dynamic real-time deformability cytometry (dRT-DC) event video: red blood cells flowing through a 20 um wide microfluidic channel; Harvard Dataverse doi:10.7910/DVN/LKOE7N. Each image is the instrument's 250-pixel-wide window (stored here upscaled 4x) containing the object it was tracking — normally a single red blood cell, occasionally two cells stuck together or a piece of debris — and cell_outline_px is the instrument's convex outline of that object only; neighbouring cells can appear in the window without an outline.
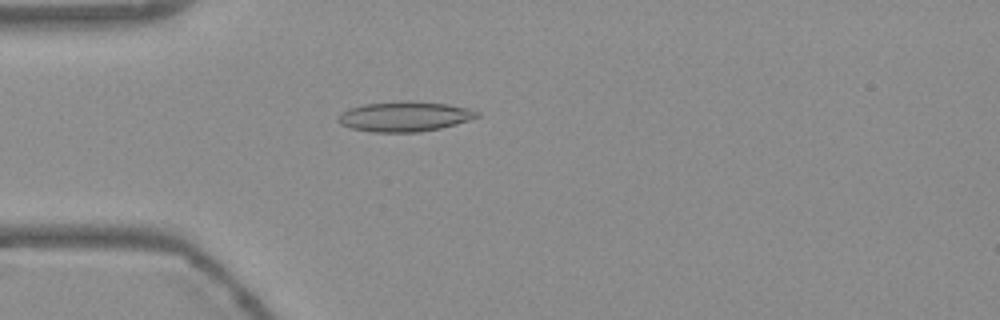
{"species": "Egyptian fruit bat (a non-hibernating species)", "species_latin": "Rousettus aegyptiacus", "temperature_condition": "warm", "stored_images_in_passage": 54, "camera_frame_rate_fps": 3000, "um_per_image_px": 0.085, "frame": {"image": 1, "passage_image": 15, "time_ms": 4.667, "image_size_px": [1000, 320], "cell_outline_px": [[480, 116], [468, 120], [440, 128], [420, 132], [372, 132], [352, 128], [340, 124], [336, 120], [336, 116], [340, 112], [348, 108], [364, 104], [404, 100], [412, 100], [448, 104], [468, 108], [480, 112]], "centroid_in_image_um": [34.35, 9.89], "position_along_channel_um": 50.7, "area_um2": 24.57}}
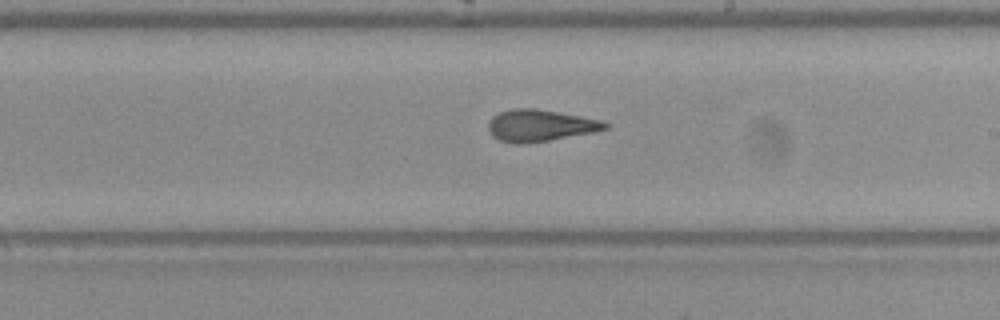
{"frame": {"image": 2, "passage_image": 31, "time_ms": 10.0, "image_size_px": [1000, 320], "cell_outline_px": [[608, 128], [592, 132], [548, 140], [524, 144], [516, 144], [500, 140], [492, 136], [488, 132], [488, 124], [492, 116], [500, 112], [512, 108], [536, 108], [580, 116], [600, 120], [608, 124]], "centroid_in_image_um": [45.84, 10.66], "position_along_channel_um": 243.2, "area_um2": 21.44}}
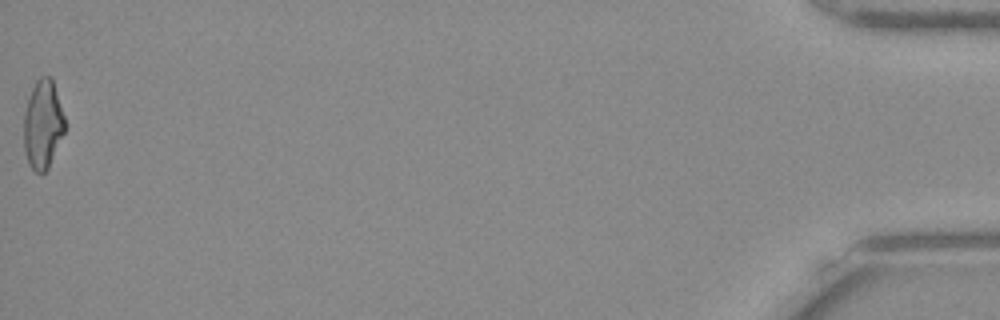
{"frame": {"image": 3, "passage_image": 54, "time_ms": 17.667, "image_size_px": [1000, 320], "cell_outline_px": [[64, 132], [48, 168], [44, 172], [36, 172], [28, 164], [24, 152], [24, 112], [32, 88], [36, 80], [40, 76], [52, 76], [64, 116]], "centroid_in_image_um": [3.63, 10.56], "position_along_channel_um": 431.6, "area_um2": 21.1}, "authors_computed_cell_mechanics": {"area_um2": 21.8195, "velocity_mm_per_s": 3.7833, "shape_relaxation_time_tau1_ms": 5.8873, "shape_relaxation_time_tau2_ms": 1.4066, "deformation_change_tau1": 0.2176, "deformation_change_tau2": 0.1032}}